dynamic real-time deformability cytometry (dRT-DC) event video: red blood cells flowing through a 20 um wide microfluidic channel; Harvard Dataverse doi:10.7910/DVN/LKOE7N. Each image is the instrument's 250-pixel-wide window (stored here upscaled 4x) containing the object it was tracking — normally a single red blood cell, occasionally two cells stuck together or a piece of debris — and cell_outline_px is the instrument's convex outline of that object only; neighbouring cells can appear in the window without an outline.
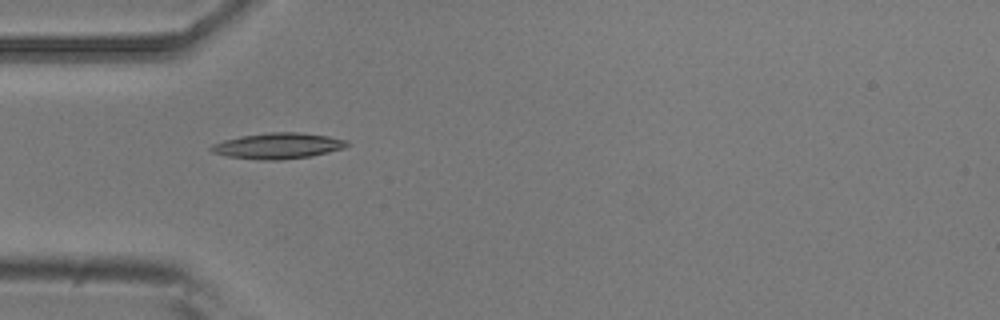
{"species": "common noctule bat (a hibernating species)", "species_latin": "Nyctalus noctula", "temperature_condition": "room temperature", "stored_images_in_passage": 3, "camera_frame_rate_fps": 3000, "um_per_image_px": 0.085, "animal": {"sex": "male", "body_mass_g": 20.5, "forearm_length_mm": 52.5}, "frame": {"image": 1, "passage_image": 1, "time_ms": 0.0, "image_size_px": [1000, 320], "cell_outline_px": [[352, 144], [344, 148], [312, 156], [280, 160], [260, 160], [228, 156], [212, 152], [208, 148], [212, 144], [224, 140], [240, 136], [268, 132], [300, 132], [328, 136], [348, 140]], "centroid_in_image_um": [23.65, 12.39], "position_along_channel_um": 61.3, "area_um2": 20.63}}
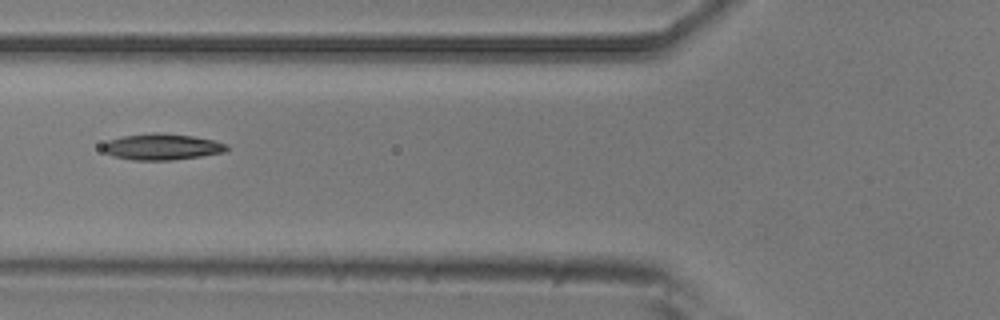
{"frame": {"image": 2, "passage_image": 2, "time_ms": 0.333, "image_size_px": [1000, 320], "cell_outline_px": [[228, 148], [224, 152], [200, 156], [172, 160], [132, 160], [112, 156], [104, 152], [100, 148], [100, 144], [108, 140], [124, 136], [152, 132], [156, 132], [192, 136], [216, 140], [228, 144]], "centroid_in_image_um": [13.72, 12.47], "position_along_channel_um": 112.1, "area_um2": 19.13}}
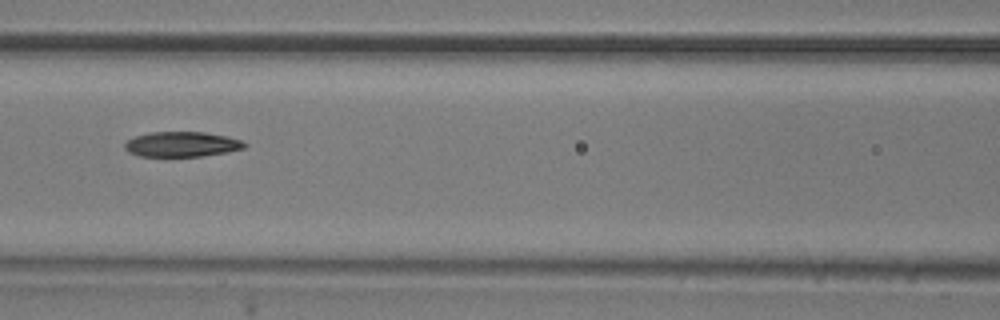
{"frame": {"image": 3, "passage_image": 3, "time_ms": 0.667, "image_size_px": [1000, 320], "cell_outline_px": [[248, 144], [244, 148], [228, 152], [200, 156], [140, 156], [128, 152], [124, 148], [124, 140], [136, 136], [152, 132], [204, 132], [228, 136], [240, 140]], "centroid_in_image_um": [15.44, 12.26], "position_along_channel_um": 151.2, "area_um2": 17.57}}